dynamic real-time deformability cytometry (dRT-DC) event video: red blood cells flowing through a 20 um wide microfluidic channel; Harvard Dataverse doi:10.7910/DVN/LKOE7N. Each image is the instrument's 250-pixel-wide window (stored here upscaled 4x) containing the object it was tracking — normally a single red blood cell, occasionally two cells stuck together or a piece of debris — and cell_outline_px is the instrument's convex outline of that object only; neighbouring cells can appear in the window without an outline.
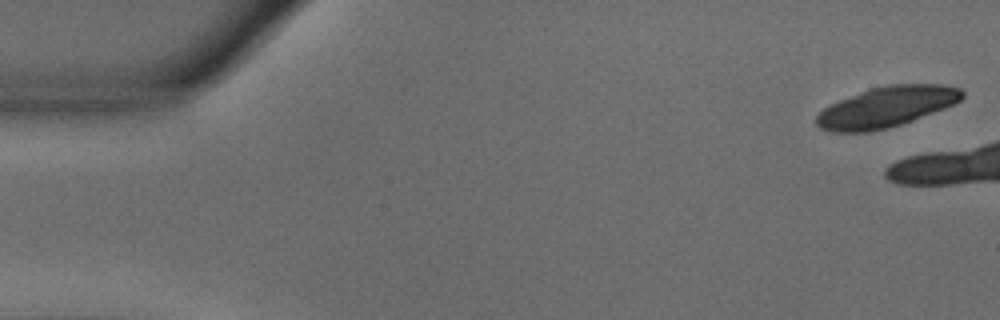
{"species": "common noctule bat (a hibernating species)", "species_latin": "Nyctalus noctula", "temperature_condition": "warm", "stored_images_in_passage": 7, "camera_frame_rate_fps": 3000, "um_per_image_px": 0.085, "animal": {"sex": "male", "body_mass_g": 18.8}, "frame": {"image": 1, "passage_image": 1, "time_ms": 0.0, "image_size_px": [1000, 320], "cell_outline_px": [[964, 96], [960, 100], [944, 108], [912, 120], [888, 128], [872, 132], [832, 132], [820, 128], [816, 124], [816, 116], [824, 108], [840, 100], [872, 88], [888, 84], [944, 84], [960, 88], [964, 92]], "centroid_in_image_um": [75.35, 9.09], "position_along_channel_um": 9.6, "area_um2": 34.1}}